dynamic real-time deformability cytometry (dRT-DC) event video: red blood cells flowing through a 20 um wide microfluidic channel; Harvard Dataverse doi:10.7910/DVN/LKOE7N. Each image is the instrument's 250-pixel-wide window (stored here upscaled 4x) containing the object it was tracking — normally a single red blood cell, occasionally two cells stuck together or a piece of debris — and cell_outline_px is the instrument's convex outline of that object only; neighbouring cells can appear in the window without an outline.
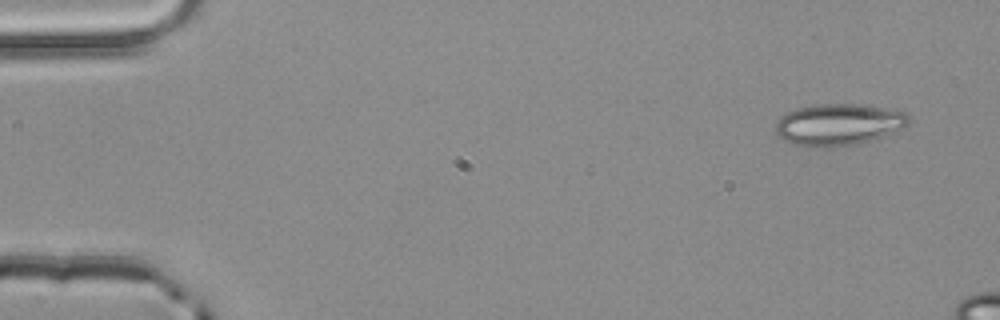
{"species": "common noctule bat (a hibernating species)", "species_latin": "Nyctalus noctula", "temperature_condition": "room temperature", "stored_images_in_passage": 3, "camera_frame_rate_fps": 3000, "um_per_image_px": 0.085, "animal": {"sex": "male", "body_mass_g": 20.4}, "frame": {"image": 1, "passage_image": 1, "time_ms": 0.0, "image_size_px": [1000, 320], "cell_outline_px": [[912, 120], [908, 124], [884, 136], [856, 144], [832, 148], [808, 148], [792, 144], [776, 136], [776, 120], [780, 116], [796, 108], [816, 104], [868, 104], [892, 108], [908, 112]], "centroid_in_image_um": [71.28, 10.58], "position_along_channel_um": 13.7, "area_um2": 33.23}}